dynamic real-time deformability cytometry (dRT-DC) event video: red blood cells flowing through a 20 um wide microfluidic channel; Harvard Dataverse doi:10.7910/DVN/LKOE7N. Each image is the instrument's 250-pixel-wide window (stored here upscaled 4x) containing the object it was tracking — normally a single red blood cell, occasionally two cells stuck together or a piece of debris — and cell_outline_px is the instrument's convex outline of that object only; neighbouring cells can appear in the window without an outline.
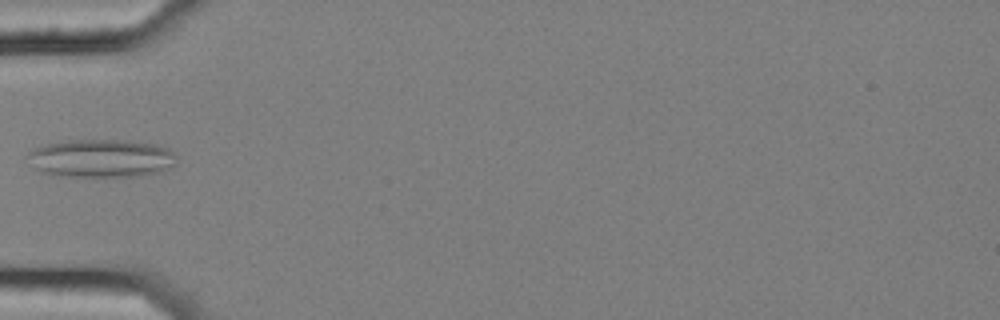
{"species": "common noctule bat (a hibernating species)", "species_latin": "Nyctalus noctula", "temperature_condition": "cold", "stored_images_in_passage": 6, "camera_frame_rate_fps": 3000, "um_per_image_px": 0.085, "animal": {"sex": "female", "body_mass_g": 25.1}, "frame": {"image": 1, "passage_image": 5, "time_ms": 1.333, "image_size_px": [1000, 320], "cell_outline_px": [[176, 164], [172, 168], [160, 172], [140, 176], [52, 176], [36, 168], [24, 156], [32, 148], [48, 144], [68, 140], [124, 140], [156, 144], [168, 148], [176, 156]], "centroid_in_image_um": [8.61, 13.46], "position_along_channel_um": 76.4, "area_um2": 33.41}}